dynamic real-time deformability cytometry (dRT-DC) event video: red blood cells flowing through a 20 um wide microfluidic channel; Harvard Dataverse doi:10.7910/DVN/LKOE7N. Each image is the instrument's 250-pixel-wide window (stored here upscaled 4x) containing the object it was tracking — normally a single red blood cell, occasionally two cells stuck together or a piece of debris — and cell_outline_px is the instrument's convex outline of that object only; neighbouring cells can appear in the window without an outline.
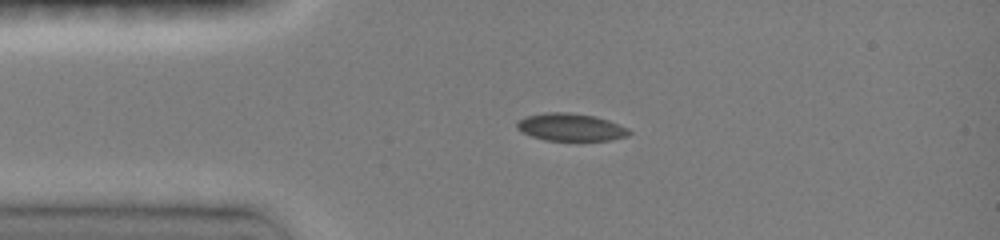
{"species": "common noctule bat (a hibernating species)", "species_latin": "Nyctalus noctula", "temperature_condition": "room temperature", "stored_images_in_passage": 4, "camera_frame_rate_fps": 3000, "um_per_image_px": 0.085, "animal": {"sex": "female", "body_mass_g": 19.0, "forearm_length_mm": 51.5}, "frame": {"image": 1, "passage_image": 2, "time_ms": 1.0, "image_size_px": [1000, 240], "cell_outline_px": [[632, 132], [628, 136], [608, 140], [544, 140], [532, 136], [516, 128], [516, 124], [524, 116], [544, 112], [568, 112], [596, 116], [608, 120], [628, 128]], "centroid_in_image_um": [48.51, 10.8], "position_along_channel_um": 36.5, "area_um2": 17.98}}
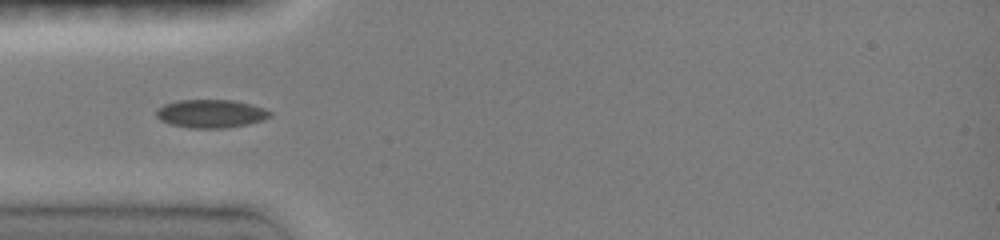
{"frame": {"image": 2, "passage_image": 3, "time_ms": 2.333, "image_size_px": [1000, 240], "cell_outline_px": [[272, 116], [264, 120], [248, 124], [224, 128], [188, 128], [172, 124], [160, 120], [156, 116], [156, 108], [164, 104], [176, 100], [232, 100], [264, 108], [272, 112]], "centroid_in_image_um": [17.91, 9.66], "position_along_channel_um": 67.1, "area_um2": 18.79}}